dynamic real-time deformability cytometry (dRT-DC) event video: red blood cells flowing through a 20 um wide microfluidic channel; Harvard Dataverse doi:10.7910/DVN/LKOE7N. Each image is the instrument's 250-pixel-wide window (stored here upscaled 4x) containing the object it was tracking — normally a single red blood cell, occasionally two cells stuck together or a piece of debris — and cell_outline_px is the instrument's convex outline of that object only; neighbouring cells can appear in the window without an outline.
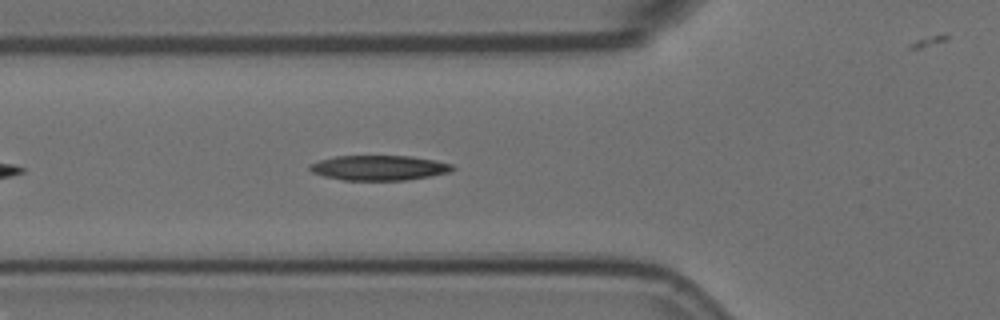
{"species": "Egyptian fruit bat (a non-hibernating species)", "species_latin": "Rousettus aegyptiacus", "temperature_condition": "room temperature", "stored_images_in_passage": 5, "camera_frame_rate_fps": 3000, "um_per_image_px": 0.085, "animal": {"sex": "female"}, "frame": {"image": 1, "passage_image": 5, "time_ms": 1.333, "image_size_px": [1000, 320], "cell_outline_px": [[456, 168], [448, 172], [432, 176], [404, 180], [344, 180], [324, 176], [312, 172], [308, 168], [312, 164], [320, 160], [336, 156], [412, 156], [436, 160], [452, 164]], "centroid_in_image_um": [32.26, 14.26], "position_along_channel_um": 93.5, "area_um2": 20.69}}